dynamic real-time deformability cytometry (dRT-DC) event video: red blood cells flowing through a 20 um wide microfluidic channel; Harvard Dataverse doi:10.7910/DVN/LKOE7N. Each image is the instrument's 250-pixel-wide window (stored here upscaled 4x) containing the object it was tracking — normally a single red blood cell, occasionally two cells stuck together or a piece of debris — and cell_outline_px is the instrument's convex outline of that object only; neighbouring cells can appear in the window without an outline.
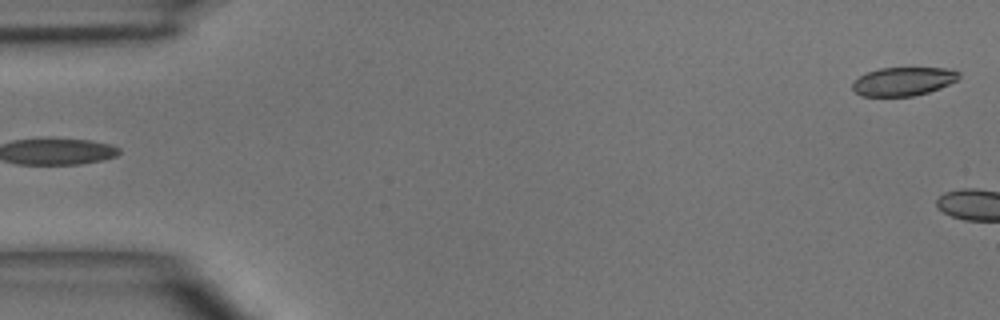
{"species": "common noctule bat (a hibernating species)", "species_latin": "Nyctalus noctula", "temperature_condition": "room temperature", "stored_images_in_passage": 4, "segment_of_instrument_passage": [2, 2], "camera_frame_rate_fps": 3000, "um_per_image_px": 0.085, "animal": {"sex": "male", "body_mass_g": 15.6}, "frame": {"image": 1, "passage_image": 4, "time_ms": 3.333, "image_size_px": [1000, 320], "cell_outline_px": [[960, 76], [956, 80], [940, 88], [928, 92], [912, 96], [864, 96], [856, 92], [852, 88], [852, 84], [860, 76], [868, 72], [880, 68], [944, 68], [960, 72]], "centroid_in_image_um": [76.78, 6.92], "position_along_channel_um": 8.2, "area_um2": 17.46}}